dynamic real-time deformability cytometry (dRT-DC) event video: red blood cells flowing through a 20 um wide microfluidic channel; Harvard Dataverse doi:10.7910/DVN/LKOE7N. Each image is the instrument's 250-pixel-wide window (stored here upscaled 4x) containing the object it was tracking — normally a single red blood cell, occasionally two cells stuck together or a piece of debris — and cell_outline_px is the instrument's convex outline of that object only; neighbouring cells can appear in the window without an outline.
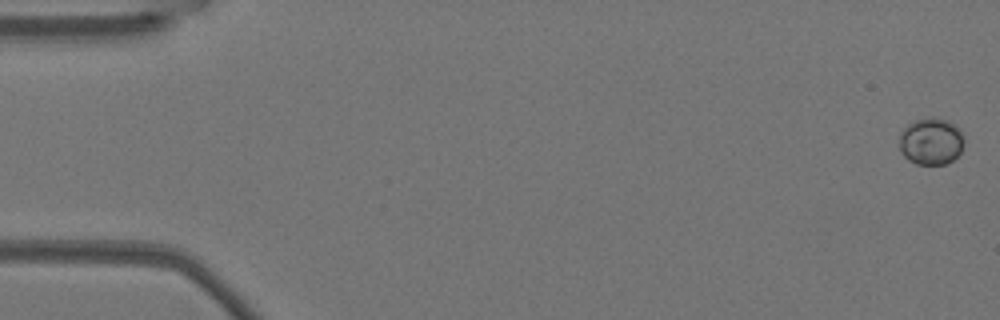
{"species": "Egyptian fruit bat (a non-hibernating species)", "species_latin": "Rousettus aegyptiacus", "temperature_condition": "warm", "stored_images_in_passage": 54, "camera_frame_rate_fps": 3000, "um_per_image_px": 0.085, "animal": {"sex": "female"}, "frame": {"image": 1, "passage_image": 1, "time_ms": 0.0, "image_size_px": [1000, 320], "cell_outline_px": [[964, 144], [960, 152], [952, 160], [944, 164], [916, 164], [908, 160], [900, 152], [900, 132], [908, 124], [916, 120], [932, 116], [948, 120], [956, 124], [964, 136]], "centroid_in_image_um": [79.15, 11.99], "position_along_channel_um": 5.9, "area_um2": 17.92}}
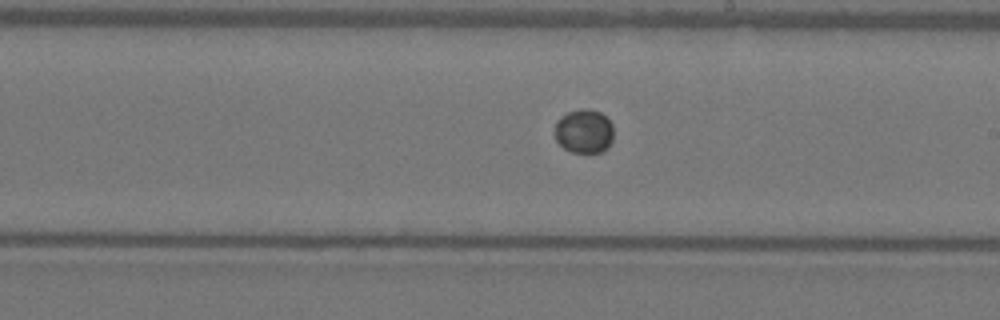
{"frame": {"image": 2, "passage_image": 31, "time_ms": 10.0, "image_size_px": [1000, 320], "cell_outline_px": [[612, 140], [608, 148], [600, 152], [572, 152], [564, 148], [556, 140], [556, 120], [560, 116], [568, 112], [580, 108], [588, 108], [600, 112], [612, 124]], "centroid_in_image_um": [49.64, 11.14], "position_along_channel_um": 239.4, "area_um2": 15.03}}
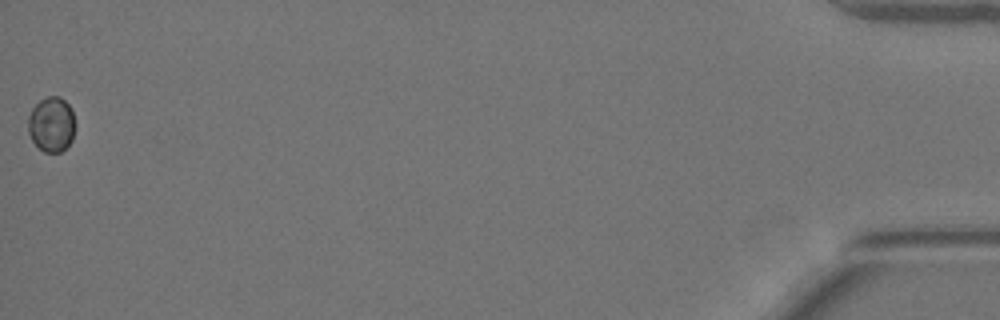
{"frame": {"image": 3, "passage_image": 54, "time_ms": 17.667, "image_size_px": [1000, 320], "cell_outline_px": [[76, 124], [72, 140], [60, 152], [44, 152], [32, 140], [28, 132], [28, 116], [32, 108], [40, 100], [48, 96], [60, 96], [72, 108]], "centroid_in_image_um": [4.39, 10.55], "position_along_channel_um": 430.8, "area_um2": 15.2}}